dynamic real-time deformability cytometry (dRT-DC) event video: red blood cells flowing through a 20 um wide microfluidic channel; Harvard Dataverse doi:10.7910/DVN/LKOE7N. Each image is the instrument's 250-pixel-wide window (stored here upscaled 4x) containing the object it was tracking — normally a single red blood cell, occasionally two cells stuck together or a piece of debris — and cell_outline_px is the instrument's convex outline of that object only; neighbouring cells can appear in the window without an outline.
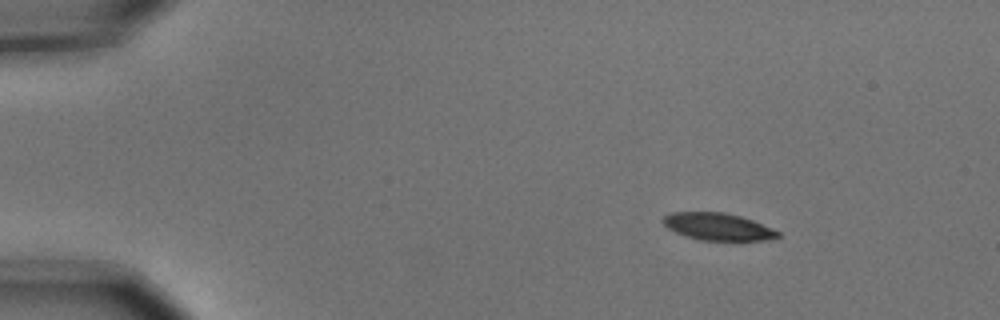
{"species": "common noctule bat (a hibernating species)", "species_latin": "Nyctalus noctula", "temperature_condition": "cold", "stored_images_in_passage": 9, "camera_frame_rate_fps": 3000, "um_per_image_px": 0.085, "animal": {"sex": "male", "body_mass_g": 15.6}, "frame": {"image": 1, "passage_image": 3, "time_ms": 0.667, "image_size_px": [1000, 320], "cell_outline_px": [[780, 236], [764, 240], [700, 240], [676, 232], [668, 228], [664, 224], [664, 216], [672, 212], [724, 212], [740, 216], [752, 220], [780, 232]], "centroid_in_image_um": [61.02, 19.26], "position_along_channel_um": 24.0, "area_um2": 17.86}}
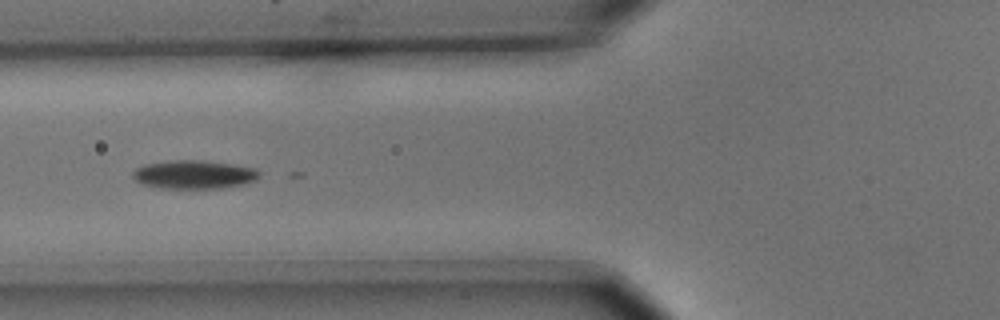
{"frame": {"image": 2, "passage_image": 7, "time_ms": 2.0, "image_size_px": [1000, 320], "cell_outline_px": [[260, 176], [256, 180], [244, 184], [224, 188], [160, 188], [140, 184], [132, 176], [132, 172], [136, 168], [144, 164], [168, 160], [204, 160], [232, 164], [256, 168], [260, 172]], "centroid_in_image_um": [16.49, 14.83], "position_along_channel_um": 109.3, "area_um2": 21.33}}
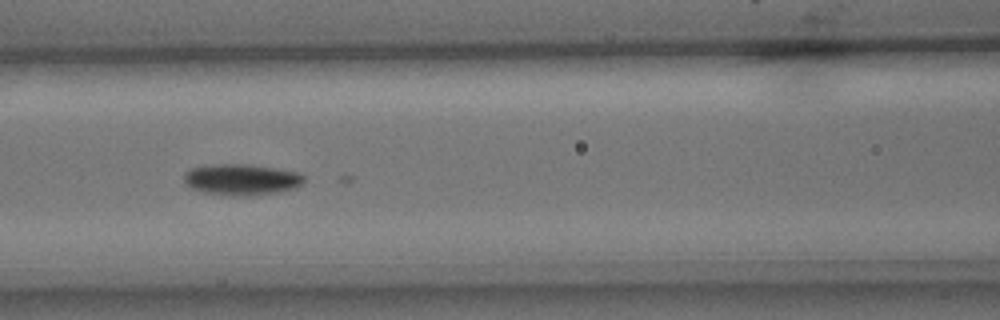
{"frame": {"image": 3, "passage_image": 8, "time_ms": 2.333, "image_size_px": [1000, 320], "cell_outline_px": [[304, 180], [296, 188], [280, 192], [248, 196], [232, 196], [204, 192], [192, 188], [184, 180], [184, 172], [192, 168], [212, 164], [248, 164], [300, 172], [304, 176]], "centroid_in_image_um": [20.55, 15.26], "position_along_channel_um": 146.0, "area_um2": 21.85}}